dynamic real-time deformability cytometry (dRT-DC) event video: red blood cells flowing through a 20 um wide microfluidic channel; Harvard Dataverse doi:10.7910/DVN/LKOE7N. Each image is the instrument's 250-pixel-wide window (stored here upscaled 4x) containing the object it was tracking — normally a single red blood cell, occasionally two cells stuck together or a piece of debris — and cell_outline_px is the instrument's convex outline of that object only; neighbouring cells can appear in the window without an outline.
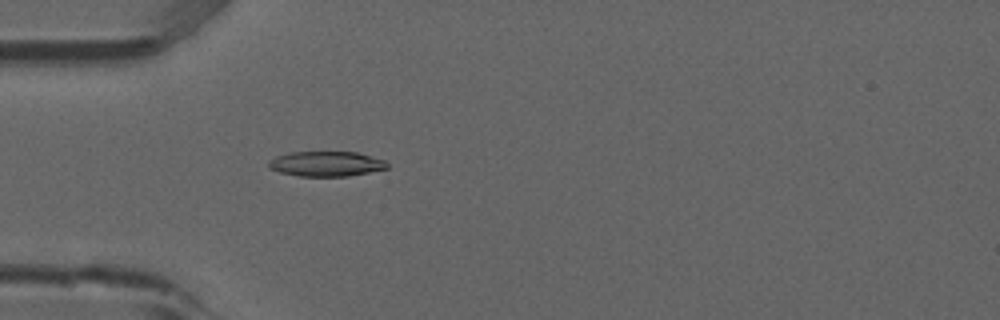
{"species": "common noctule bat (a hibernating species)", "species_latin": "Nyctalus noctula", "temperature_condition": "room temperature", "stored_images_in_passage": 53, "camera_frame_rate_fps": 3000, "um_per_image_px": 0.085, "animal": {"sex": "male", "forearm_length_mm": 52.5}, "frame": {"image": 1, "passage_image": 16, "time_ms": 5.0, "image_size_px": [1000, 320], "cell_outline_px": [[388, 168], [348, 176], [300, 176], [280, 172], [268, 168], [268, 160], [276, 156], [292, 152], [356, 152], [384, 160], [388, 164]], "centroid_in_image_um": [27.69, 13.92], "position_along_channel_um": 57.3, "area_um2": 17.17}}
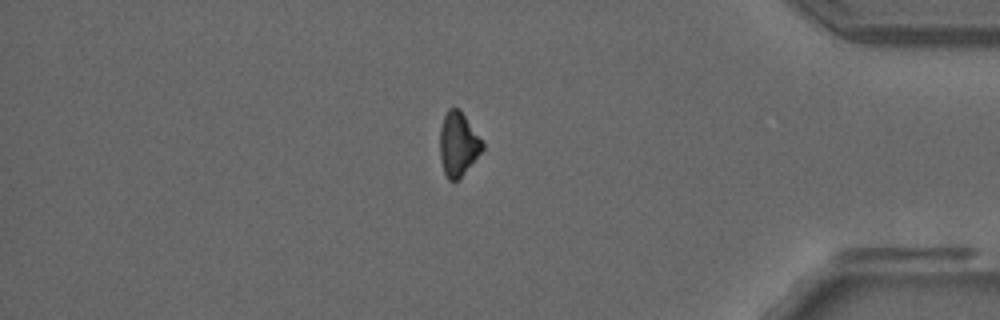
{"frame": {"image": 2, "passage_image": 45, "time_ms": 14.667, "image_size_px": [1000, 320], "cell_outline_px": [[484, 148], [464, 172], [456, 180], [448, 180], [444, 172], [440, 160], [440, 128], [444, 116], [448, 108], [460, 108], [484, 144]], "centroid_in_image_um": [38.92, 12.22], "position_along_channel_um": 396.3, "area_um2": 15.61}}
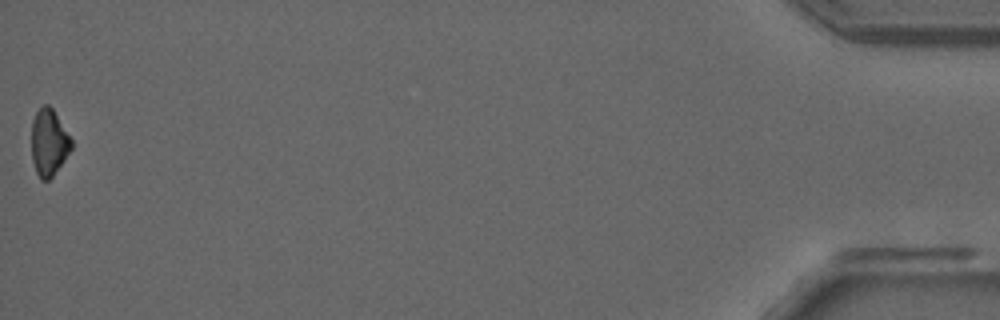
{"frame": {"image": 3, "passage_image": 53, "time_ms": 17.333, "image_size_px": [1000, 320], "cell_outline_px": [[72, 148], [64, 160], [52, 176], [48, 180], [40, 180], [36, 172], [32, 160], [32, 120], [36, 112], [44, 104], [48, 104], [52, 108], [72, 140]], "centroid_in_image_um": [4.14, 12.11], "position_along_channel_um": 431.1, "area_um2": 15.32}, "authors_computed_cell_mechanics": {"area_um2": 17.1666, "velocity_mm_per_s": 3.8881, "shape_relaxation_time_tau1_ms": 9.8433, "shape_relaxation_time_tau2_ms": null, "deformation_change_tau1": 0.1695, "deformation_change_tau2": null}}